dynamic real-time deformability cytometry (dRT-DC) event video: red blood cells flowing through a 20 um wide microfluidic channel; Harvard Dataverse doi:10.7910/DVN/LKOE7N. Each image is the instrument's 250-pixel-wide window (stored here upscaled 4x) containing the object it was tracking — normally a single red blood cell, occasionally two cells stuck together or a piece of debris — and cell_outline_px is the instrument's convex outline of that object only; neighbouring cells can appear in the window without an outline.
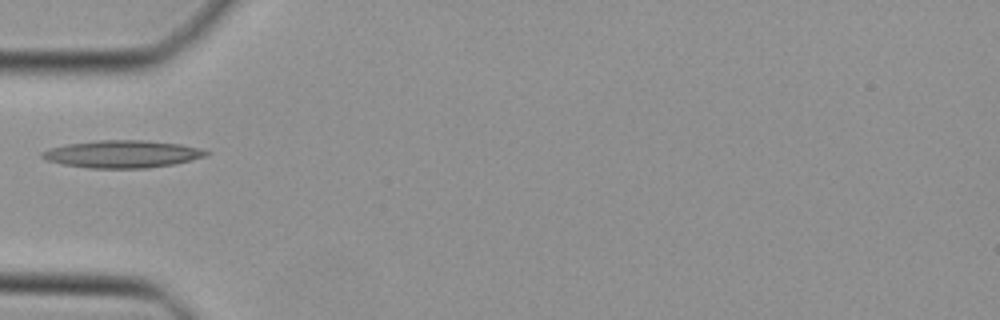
{"species": "Egyptian fruit bat (a non-hibernating species)", "species_latin": "Rousettus aegyptiacus", "temperature_condition": "cold", "stored_images_in_passage": 5, "camera_frame_rate_fps": 3000, "um_per_image_px": 0.085, "animal": {"sex": "female"}, "frame": {"image": 1, "passage_image": 1, "time_ms": 0.0, "image_size_px": [1000, 320], "cell_outline_px": [[212, 152], [208, 156], [192, 160], [172, 164], [148, 168], [88, 168], [64, 164], [48, 160], [40, 156], [40, 152], [48, 148], [68, 144], [100, 140], [144, 140], [180, 144], [200, 148]], "centroid_in_image_um": [10.43, 13.09], "position_along_channel_um": 74.6, "area_um2": 26.24}}